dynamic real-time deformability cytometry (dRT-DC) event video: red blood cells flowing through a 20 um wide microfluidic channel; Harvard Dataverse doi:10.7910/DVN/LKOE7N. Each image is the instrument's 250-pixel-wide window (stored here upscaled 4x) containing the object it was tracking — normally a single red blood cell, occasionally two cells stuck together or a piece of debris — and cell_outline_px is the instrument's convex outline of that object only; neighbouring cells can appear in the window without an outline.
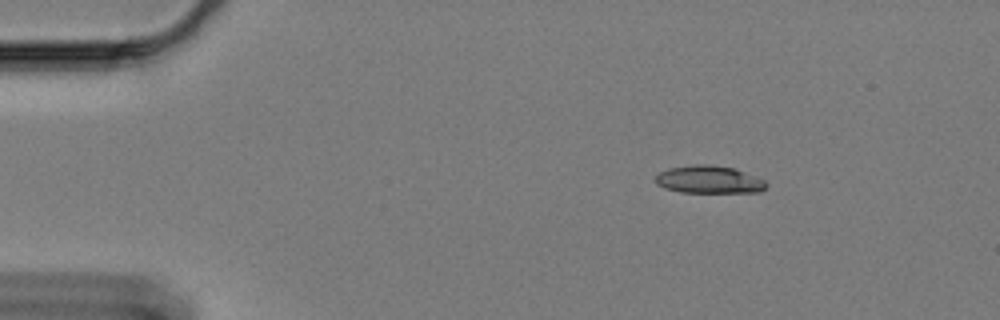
{"species": "Egyptian fruit bat (a non-hibernating species)", "species_latin": "Rousettus aegyptiacus", "temperature_condition": "cold", "stored_images_in_passage": 25, "camera_frame_rate_fps": 3000, "um_per_image_px": 0.085, "animal": {"sex": "female"}, "frame": {"image": 1, "passage_image": 1, "time_ms": 0.0, "image_size_px": [1000, 320], "cell_outline_px": [[768, 184], [760, 192], [680, 192], [664, 188], [656, 184], [656, 176], [660, 172], [668, 168], [696, 164], [708, 164], [732, 168], [744, 172], [764, 180]], "centroid_in_image_um": [60.24, 15.27], "position_along_channel_um": 24.8, "area_um2": 17.69}}
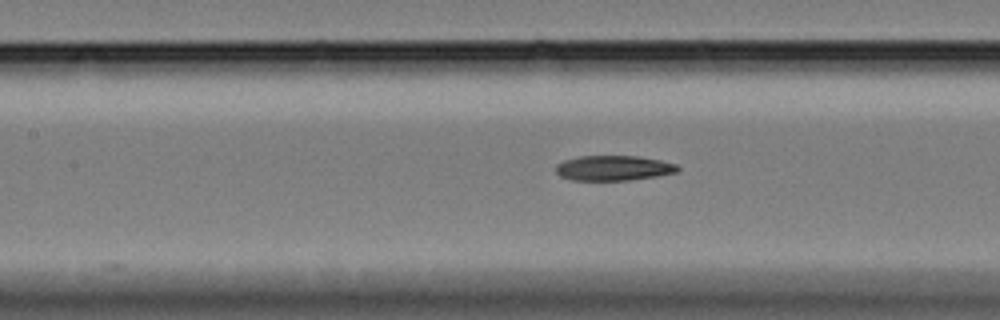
{"frame": {"image": 2, "passage_image": 19, "time_ms": 6.0, "image_size_px": [1000, 320], "cell_outline_px": [[680, 168], [676, 172], [656, 176], [628, 180], [572, 180], [560, 176], [556, 172], [556, 164], [564, 160], [580, 156], [640, 156], [660, 160], [676, 164]], "centroid_in_image_um": [52.13, 14.28], "position_along_channel_um": 155.3, "area_um2": 17.74}}
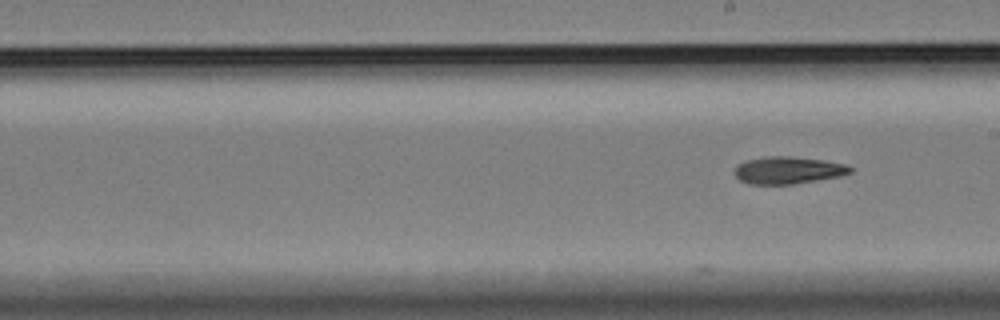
{"frame": {"image": 3, "passage_image": 25, "time_ms": 8.0, "image_size_px": [1000, 320], "cell_outline_px": [[852, 172], [840, 176], [792, 184], [748, 184], [740, 180], [736, 176], [736, 168], [740, 164], [748, 160], [764, 156], [792, 156], [824, 160], [844, 164], [852, 168]], "centroid_in_image_um": [67.0, 14.46], "position_along_channel_um": 222.0, "area_um2": 18.15}}